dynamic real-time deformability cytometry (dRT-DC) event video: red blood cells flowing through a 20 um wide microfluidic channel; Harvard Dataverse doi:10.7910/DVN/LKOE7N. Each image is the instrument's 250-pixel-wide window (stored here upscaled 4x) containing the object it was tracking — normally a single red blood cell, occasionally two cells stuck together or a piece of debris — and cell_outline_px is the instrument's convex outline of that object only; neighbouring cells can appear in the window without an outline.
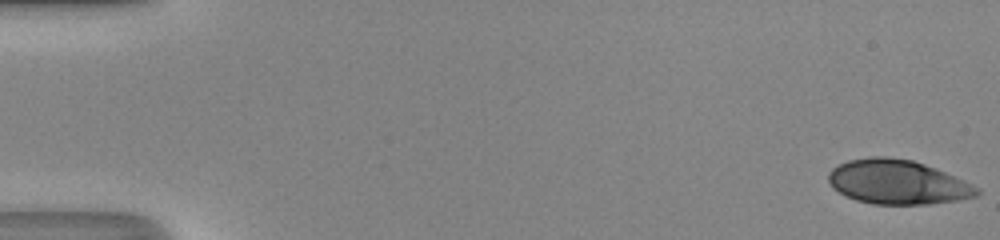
{"species": "human", "species_latin": "Homo sapiens", "temperature_condition": "room temperature", "stored_images_in_passage": 48, "camera_frame_rate_fps": 3000, "um_per_image_px": 0.085, "donor": {"sex": "male"}, "frame": {"image": 1, "passage_image": 1, "time_ms": 0.0, "image_size_px": [1000, 240], "cell_outline_px": [[980, 192], [976, 196], [960, 200], [928, 204], [872, 204], [856, 200], [832, 188], [828, 180], [828, 172], [832, 168], [848, 160], [868, 156], [884, 156], [912, 160], [936, 168], [964, 180], [980, 188]], "centroid_in_image_um": [76.3, 15.47], "position_along_channel_um": 8.7, "area_um2": 38.44}}
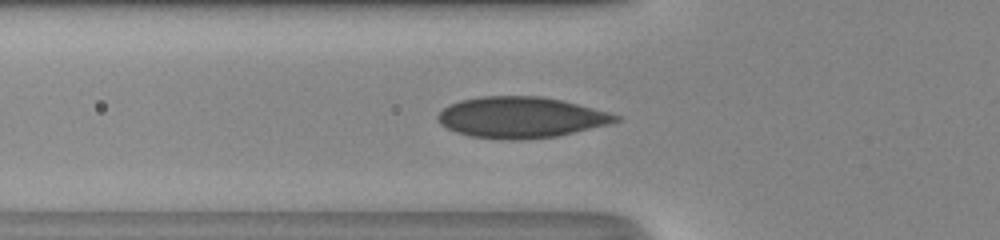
{"frame": {"image": 2, "passage_image": 18, "time_ms": 5.667, "image_size_px": [1000, 240], "cell_outline_px": [[624, 120], [608, 124], [556, 136], [524, 140], [504, 140], [468, 136], [456, 132], [440, 124], [436, 116], [444, 108], [460, 100], [480, 96], [540, 96], [564, 100], [608, 112], [620, 116]], "centroid_in_image_um": [44.28, 9.98], "position_along_channel_um": 81.5, "area_um2": 42.6}}
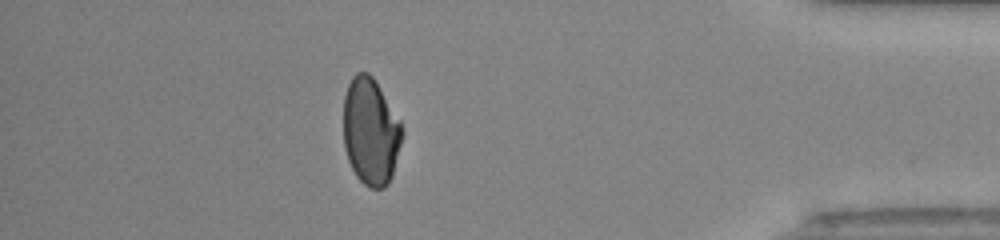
{"frame": {"image": 3, "passage_image": 43, "time_ms": 14.0, "image_size_px": [1000, 240], "cell_outline_px": [[404, 132], [392, 176], [388, 184], [384, 188], [372, 188], [364, 184], [356, 176], [348, 160], [344, 148], [344, 96], [348, 84], [352, 76], [356, 72], [368, 72], [372, 76], [380, 88], [400, 120], [404, 128]], "centroid_in_image_um": [31.51, 11.18], "position_along_channel_um": 403.7, "area_um2": 36.76}, "authors_computed_cell_mechanics": {"area_um2": 39.1306, "velocity_mm_per_s": 4.3614, "shape_relaxation_time_tau1_ms": null, "shape_relaxation_time_tau2_ms": 0.8366, "deformation_change_tau1": null, "deformation_change_tau2": 0.0426}}